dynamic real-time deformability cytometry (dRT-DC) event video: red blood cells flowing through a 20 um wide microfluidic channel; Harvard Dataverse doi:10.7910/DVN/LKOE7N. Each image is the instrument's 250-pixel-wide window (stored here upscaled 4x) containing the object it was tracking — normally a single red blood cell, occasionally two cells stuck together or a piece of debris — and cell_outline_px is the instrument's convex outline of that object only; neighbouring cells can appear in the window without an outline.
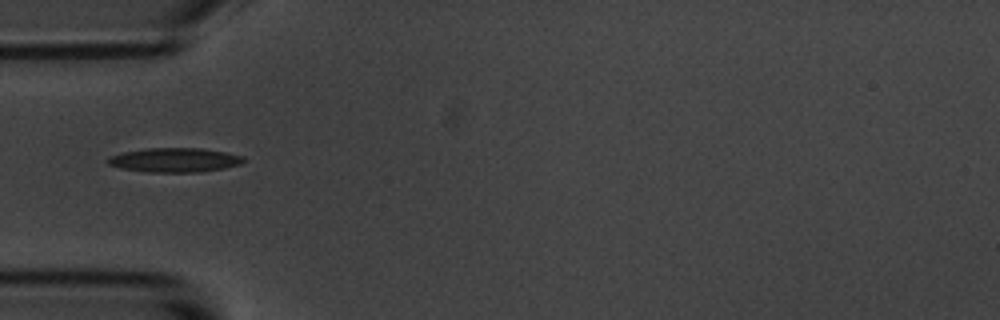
{"species": "common noctule bat (a hibernating species)", "species_latin": "Nyctalus noctula", "temperature_condition": "room temperature", "stored_images_in_passage": 2, "camera_frame_rate_fps": 3000, "um_per_image_px": 0.085, "animal": {"sex": "male", "body_mass_g": 20.1, "forearm_length_mm": 53.5}, "frame": {"image": 1, "passage_image": 1, "time_ms": 0.0, "image_size_px": [1000, 320], "cell_outline_px": [[244, 160], [240, 164], [224, 168], [200, 172], [148, 172], [120, 168], [108, 164], [104, 160], [108, 156], [124, 152], [148, 148], [200, 148], [224, 152], [244, 156]], "centroid_in_image_um": [14.8, 13.6], "position_along_channel_um": 70.2, "area_um2": 19.19}}
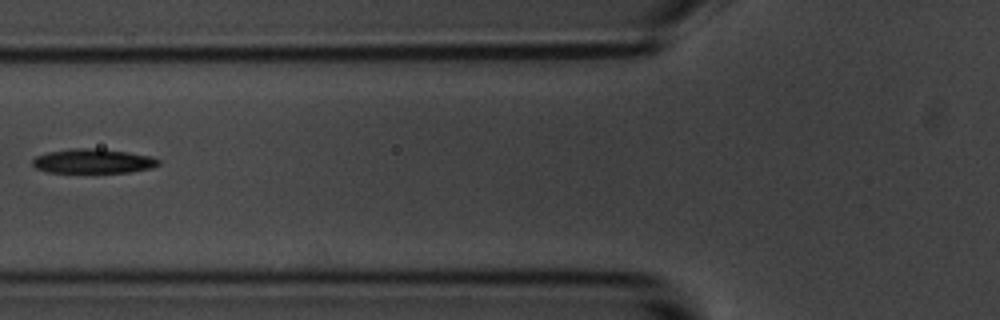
{"frame": {"image": 2, "passage_image": 2, "time_ms": 1.333, "image_size_px": [1000, 320], "cell_outline_px": [[160, 164], [152, 168], [132, 172], [44, 172], [36, 168], [32, 164], [32, 160], [36, 156], [48, 152], [72, 148], [88, 148], [128, 152], [148, 156], [160, 160]], "centroid_in_image_um": [7.89, 13.7], "position_along_channel_um": 117.9, "area_um2": 17.8}}